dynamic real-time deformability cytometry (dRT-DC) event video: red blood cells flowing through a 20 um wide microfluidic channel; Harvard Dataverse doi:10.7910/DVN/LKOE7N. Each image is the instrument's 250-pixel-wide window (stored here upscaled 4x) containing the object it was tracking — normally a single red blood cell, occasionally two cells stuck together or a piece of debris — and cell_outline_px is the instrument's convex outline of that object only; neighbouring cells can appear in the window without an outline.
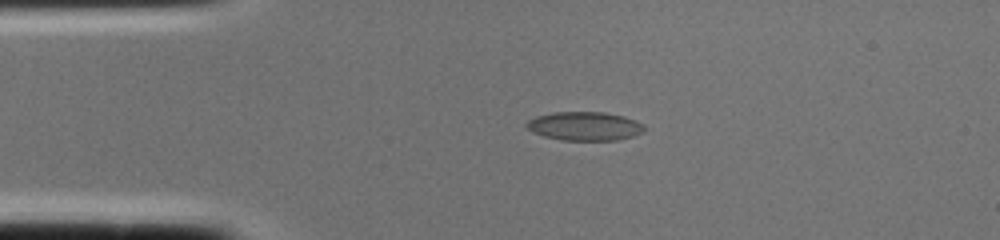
{"species": "common noctule bat (a hibernating species)", "species_latin": "Nyctalus noctula", "temperature_condition": "cold", "stored_images_in_passage": 1, "camera_frame_rate_fps": 3000, "um_per_image_px": 0.085, "animal": {"sex": "female", "body_mass_g": 22.0, "forearm_length_mm": 56.7}, "frame": {"image": 1, "passage_image": 1, "time_ms": 0.0, "image_size_px": [1000, 240], "cell_outline_px": [[648, 128], [644, 132], [632, 136], [616, 140], [560, 140], [544, 136], [532, 132], [524, 128], [524, 124], [528, 120], [536, 116], [552, 112], [604, 112], [624, 116], [636, 120], [644, 124]], "centroid_in_image_um": [49.69, 10.72], "position_along_channel_um": 35.3, "area_um2": 20.06}}